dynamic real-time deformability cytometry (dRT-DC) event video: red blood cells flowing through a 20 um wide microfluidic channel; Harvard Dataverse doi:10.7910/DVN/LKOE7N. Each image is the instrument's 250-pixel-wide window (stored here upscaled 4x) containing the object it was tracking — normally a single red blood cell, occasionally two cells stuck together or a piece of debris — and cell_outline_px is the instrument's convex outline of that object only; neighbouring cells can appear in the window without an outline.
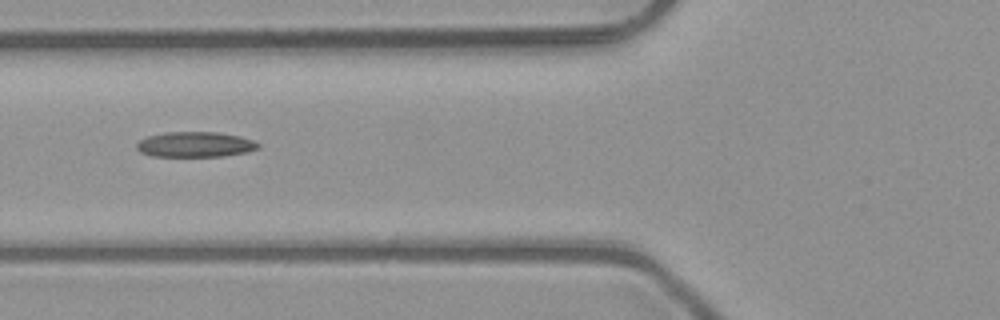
{"species": "common noctule bat (a hibernating species)", "species_latin": "Nyctalus noctula", "temperature_condition": "room temperature", "stored_images_in_passage": 5, "camera_frame_rate_fps": 3000, "um_per_image_px": 0.085, "animal": {"sex": "male", "body_mass_g": 23.1, "forearm_length_mm": 52.7}, "frame": {"image": 1, "passage_image": 4, "time_ms": 1.0, "image_size_px": [1000, 320], "cell_outline_px": [[260, 148], [248, 152], [224, 156], [152, 156], [140, 152], [136, 148], [136, 144], [140, 140], [148, 136], [164, 132], [216, 132], [240, 136], [252, 140], [260, 144]], "centroid_in_image_um": [16.6, 12.28], "position_along_channel_um": 109.2, "area_um2": 17.98}}
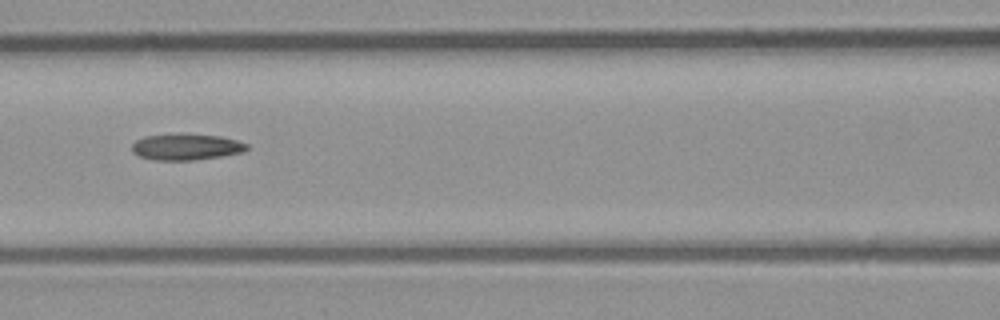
{"frame": {"image": 2, "passage_image": 5, "time_ms": 1.333, "image_size_px": [1000, 320], "cell_outline_px": [[248, 148], [240, 152], [220, 156], [196, 160], [152, 160], [140, 156], [132, 152], [132, 144], [136, 140], [144, 136], [220, 136], [236, 140], [248, 144]], "centroid_in_image_um": [15.8, 12.53], "position_along_channel_um": 150.8, "area_um2": 16.76}}